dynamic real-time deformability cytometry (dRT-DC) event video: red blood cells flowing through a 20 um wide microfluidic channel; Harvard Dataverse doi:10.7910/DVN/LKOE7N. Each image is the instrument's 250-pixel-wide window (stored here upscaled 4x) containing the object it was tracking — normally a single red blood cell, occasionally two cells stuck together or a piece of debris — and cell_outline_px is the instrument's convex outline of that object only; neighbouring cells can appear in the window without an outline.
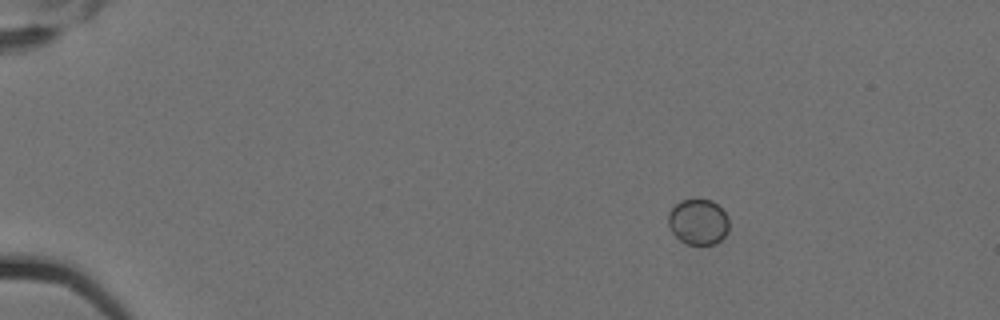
{"species": "Egyptian fruit bat (a non-hibernating species)", "species_latin": "Rousettus aegyptiacus", "temperature_condition": "cold", "stored_images_in_passage": 6, "camera_frame_rate_fps": 3000, "um_per_image_px": 0.085, "animal": {"sex": "female"}, "frame": {"image": 1, "passage_image": 3, "time_ms": 0.667, "image_size_px": [1000, 320], "cell_outline_px": [[728, 232], [716, 244], [684, 244], [672, 232], [668, 224], [668, 212], [680, 200], [712, 200], [728, 216]], "centroid_in_image_um": [59.34, 18.87], "position_along_channel_um": 25.7, "area_um2": 16.13}}
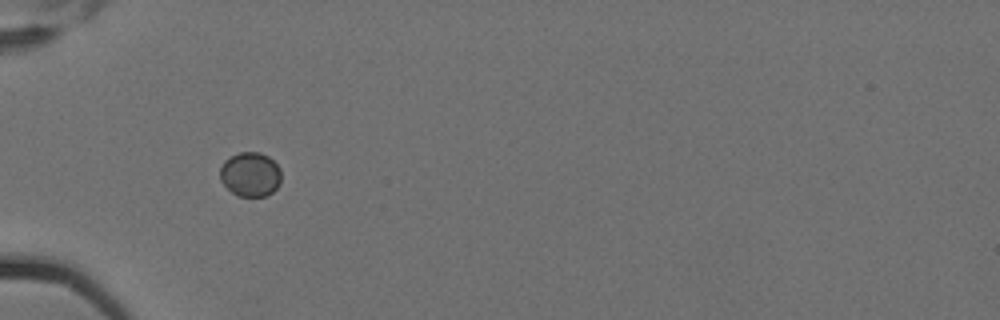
{"frame": {"image": 2, "passage_image": 6, "time_ms": 1.667, "image_size_px": [1000, 320], "cell_outline_px": [[280, 184], [272, 192], [264, 196], [236, 196], [220, 180], [220, 168], [224, 160], [240, 152], [260, 152], [268, 156], [280, 168]], "centroid_in_image_um": [21.27, 14.82], "position_along_channel_um": 63.7, "area_um2": 15.78}}